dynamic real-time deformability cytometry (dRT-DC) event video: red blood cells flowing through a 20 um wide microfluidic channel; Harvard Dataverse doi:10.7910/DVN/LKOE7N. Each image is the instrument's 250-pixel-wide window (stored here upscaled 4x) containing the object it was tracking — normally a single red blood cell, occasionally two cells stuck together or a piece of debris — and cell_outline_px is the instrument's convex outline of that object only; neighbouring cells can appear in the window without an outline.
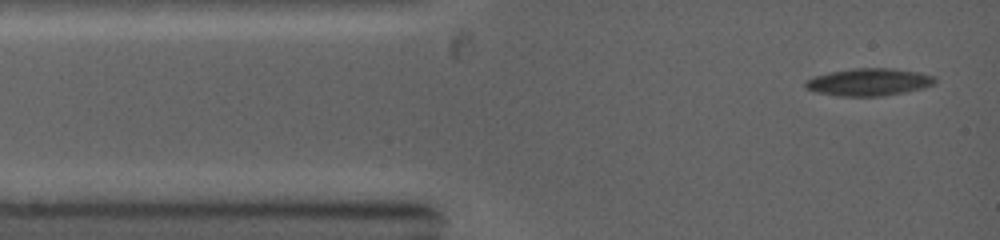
{"species": "common noctule bat (a hibernating species)", "species_latin": "Nyctalus noctula", "temperature_condition": "warm", "stored_images_in_passage": 53, "camera_frame_rate_fps": 5000, "um_per_image_px": 0.085, "animal": {"sex": "female", "body_mass_g": 19.0, "forearm_length_mm": 53.3}, "frame": {"image": 1, "passage_image": 1, "time_ms": 0.0, "image_size_px": [1000, 240], "cell_outline_px": [[936, 80], [932, 84], [924, 88], [904, 92], [880, 96], [840, 96], [816, 92], [808, 88], [804, 84], [804, 80], [816, 76], [832, 72], [852, 68], [892, 68], [920, 72], [936, 76]], "centroid_in_image_um": [73.88, 6.97], "position_along_channel_um": 11.1, "area_um2": 20.58}}
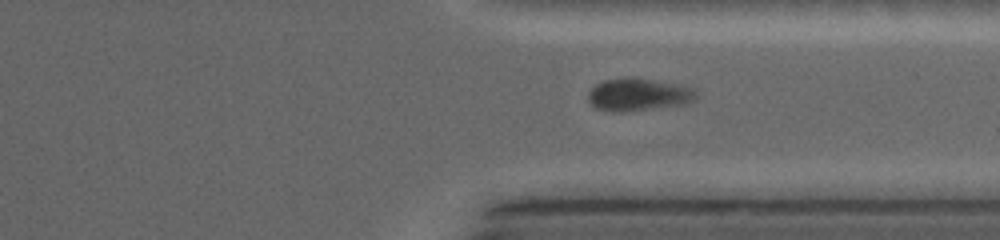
{"frame": {"image": 2, "passage_image": 35, "time_ms": 8.8, "image_size_px": [1000, 240], "cell_outline_px": [[696, 100], [688, 104], [620, 112], [596, 108], [588, 100], [588, 92], [596, 84], [604, 80], [632, 76], [680, 84], [696, 88]], "centroid_in_image_um": [54.32, 8.02], "position_along_channel_um": 357.1, "area_um2": 20.75}}
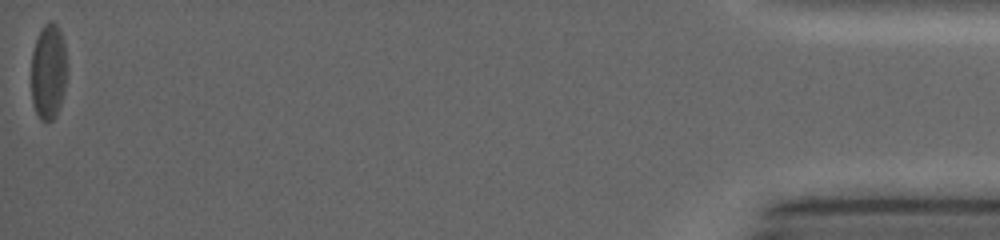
{"frame": {"image": 3, "passage_image": 53, "time_ms": 13.6, "image_size_px": [1000, 240], "cell_outline_px": [[68, 72], [64, 92], [56, 116], [52, 120], [44, 124], [40, 120], [32, 104], [32, 52], [36, 40], [44, 24], [48, 20], [52, 20], [60, 28], [64, 44], [68, 64]], "centroid_in_image_um": [4.14, 6.1], "position_along_channel_um": 431.1, "area_um2": 20.46}}